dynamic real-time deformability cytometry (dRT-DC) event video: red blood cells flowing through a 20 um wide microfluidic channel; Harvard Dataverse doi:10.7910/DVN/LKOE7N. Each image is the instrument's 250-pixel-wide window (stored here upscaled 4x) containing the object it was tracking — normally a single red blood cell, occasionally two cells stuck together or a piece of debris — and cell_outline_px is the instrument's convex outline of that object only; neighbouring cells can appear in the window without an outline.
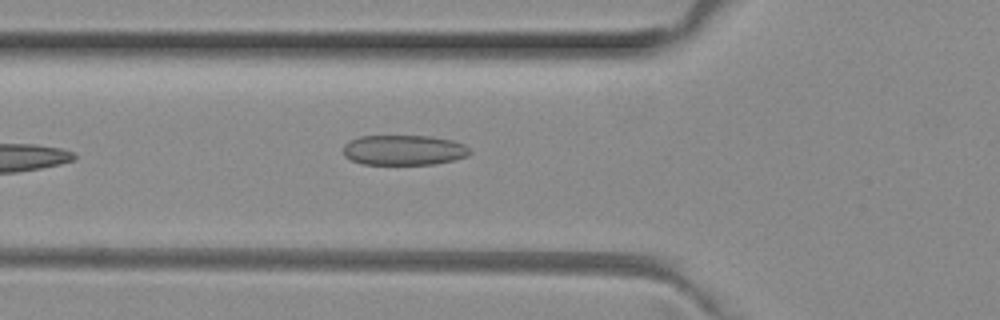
{"species": "common noctule bat (a hibernating species)", "species_latin": "Nyctalus noctula", "temperature_condition": "room temperature", "stored_images_in_passage": 5, "camera_frame_rate_fps": 3000, "um_per_image_px": 0.085, "animal": {"sex": "female", "body_mass_g": 29.2, "forearm_length_mm": 56.3}, "frame": {"image": 1, "passage_image": 5, "time_ms": 1.333, "image_size_px": [1000, 320], "cell_outline_px": [[472, 152], [468, 156], [452, 160], [432, 164], [360, 164], [344, 156], [344, 144], [360, 136], [432, 136], [452, 140], [464, 144]], "centroid_in_image_um": [34.33, 12.75], "position_along_channel_um": 91.5, "area_um2": 22.2}}